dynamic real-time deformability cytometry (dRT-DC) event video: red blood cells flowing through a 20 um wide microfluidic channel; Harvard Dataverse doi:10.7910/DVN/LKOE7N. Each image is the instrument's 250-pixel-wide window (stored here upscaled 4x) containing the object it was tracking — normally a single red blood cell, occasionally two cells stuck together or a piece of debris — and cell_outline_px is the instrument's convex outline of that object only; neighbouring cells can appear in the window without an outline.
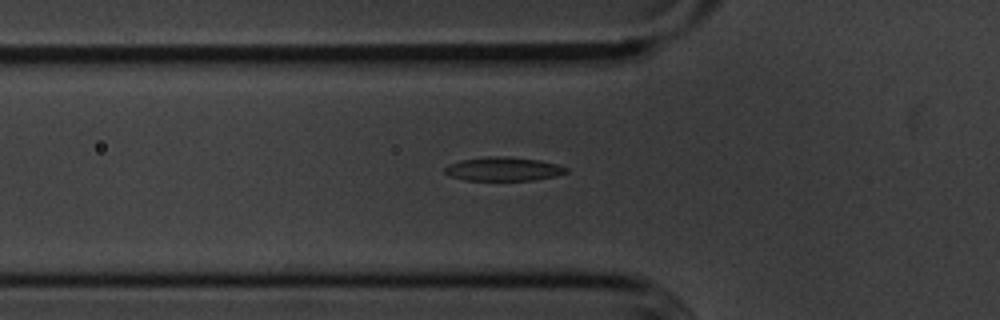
{"species": "common noctule bat (a hibernating species)", "species_latin": "Nyctalus noctula", "temperature_condition": "cold", "stored_images_in_passage": 32, "segment_of_instrument_passage": [1, 2], "camera_frame_rate_fps": 3000, "um_per_image_px": 0.085, "animal": {"sex": "male", "body_mass_g": 20.1, "forearm_length_mm": 53.5}, "frame": {"image": 1, "passage_image": 2, "time_ms": 0.333, "image_size_px": [1000, 320], "cell_outline_px": [[568, 172], [556, 176], [532, 180], [464, 180], [448, 176], [444, 172], [444, 168], [448, 164], [460, 160], [488, 156], [508, 156], [540, 160], [556, 164], [568, 168]], "centroid_in_image_um": [42.75, 14.36], "position_along_channel_um": 83.0, "area_um2": 16.99}}
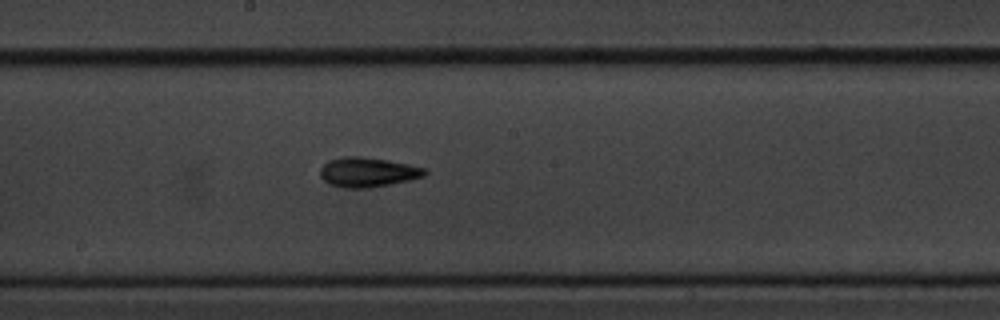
{"frame": {"image": 2, "passage_image": 13, "time_ms": 4.0, "image_size_px": [1000, 320], "cell_outline_px": [[428, 172], [424, 176], [408, 180], [388, 184], [364, 188], [344, 188], [328, 184], [320, 176], [320, 168], [328, 160], [344, 156], [360, 156], [388, 160], [428, 168]], "centroid_in_image_um": [31.24, 14.62], "position_along_channel_um": 217.0, "area_um2": 18.09}}
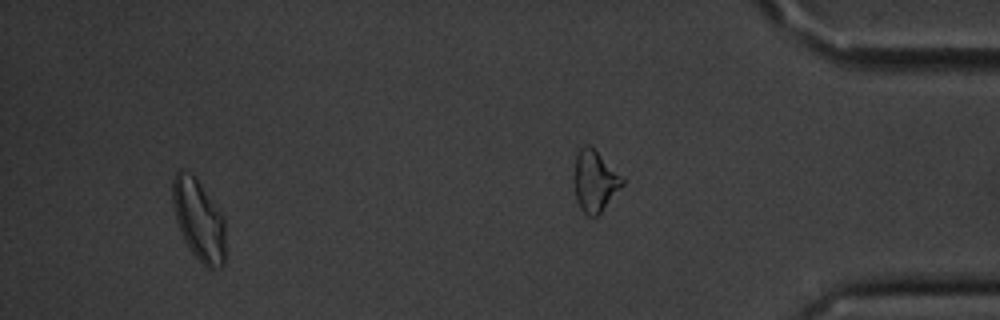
{"frame": {"image": 3, "passage_image": 28, "time_ms": 9.0, "image_size_px": [1000, 320], "cell_outline_px": [[224, 264], [220, 268], [208, 268], [192, 252], [184, 240], [176, 220], [172, 200], [172, 180], [176, 172], [180, 172], [196, 176], [224, 216]], "centroid_in_image_um": [16.9, 18.68], "position_along_channel_um": 418.3, "area_um2": 24.74}}